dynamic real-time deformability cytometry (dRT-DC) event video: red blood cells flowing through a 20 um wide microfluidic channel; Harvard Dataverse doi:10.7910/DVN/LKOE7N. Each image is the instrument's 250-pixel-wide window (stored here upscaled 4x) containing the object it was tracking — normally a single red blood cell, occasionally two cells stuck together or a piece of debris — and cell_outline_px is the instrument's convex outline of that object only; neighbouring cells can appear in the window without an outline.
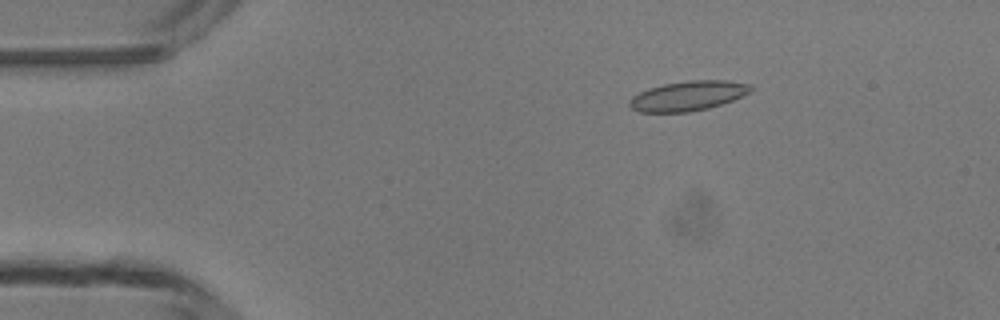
{"species": "common noctule bat (a hibernating species)", "species_latin": "Nyctalus noctula", "temperature_condition": "room temperature", "stored_images_in_passage": 2, "camera_frame_rate_fps": 3000, "um_per_image_px": 0.085, "animal": {"sex": "male", "body_mass_g": 13.3}, "frame": {"image": 1, "passage_image": 2, "time_ms": 1.0, "image_size_px": [1000, 320], "cell_outline_px": [[752, 92], [732, 100], [708, 108], [688, 112], [640, 112], [632, 108], [628, 104], [628, 100], [632, 96], [648, 88], [664, 84], [688, 80], [724, 80], [752, 84]], "centroid_in_image_um": [58.48, 8.14], "position_along_channel_um": 26.5, "area_um2": 21.04}}